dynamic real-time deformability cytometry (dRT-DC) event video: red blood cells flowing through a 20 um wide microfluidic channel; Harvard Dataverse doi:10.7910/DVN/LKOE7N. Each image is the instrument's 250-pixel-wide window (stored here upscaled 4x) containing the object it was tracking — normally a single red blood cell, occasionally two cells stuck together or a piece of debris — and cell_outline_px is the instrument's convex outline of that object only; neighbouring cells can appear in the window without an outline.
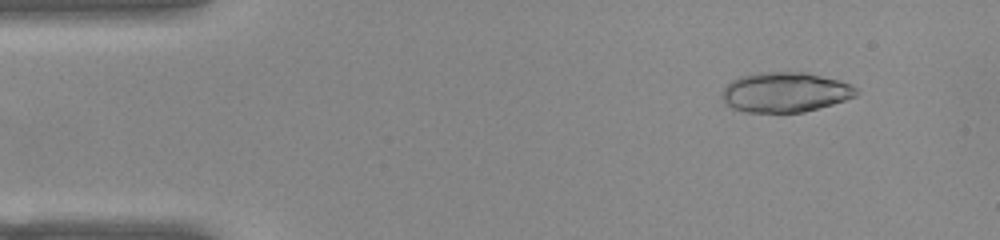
{"species": "common noctule bat (a hibernating species)", "species_latin": "Nyctalus noctula", "temperature_condition": "warm", "stored_images_in_passage": 51, "camera_frame_rate_fps": 3000, "um_per_image_px": 0.085, "animal": {"sex": "female", "body_mass_g": 22.0, "forearm_length_mm": 56.7}, "frame": {"image": 1, "passage_image": 5, "time_ms": 1.333, "image_size_px": [1000, 240], "cell_outline_px": [[860, 92], [856, 96], [832, 104], [804, 112], [744, 112], [732, 108], [724, 100], [724, 88], [732, 80], [740, 76], [756, 72], [808, 72], [840, 80], [852, 84]], "centroid_in_image_um": [66.79, 7.82], "position_along_channel_um": 18.2, "area_um2": 31.27}}